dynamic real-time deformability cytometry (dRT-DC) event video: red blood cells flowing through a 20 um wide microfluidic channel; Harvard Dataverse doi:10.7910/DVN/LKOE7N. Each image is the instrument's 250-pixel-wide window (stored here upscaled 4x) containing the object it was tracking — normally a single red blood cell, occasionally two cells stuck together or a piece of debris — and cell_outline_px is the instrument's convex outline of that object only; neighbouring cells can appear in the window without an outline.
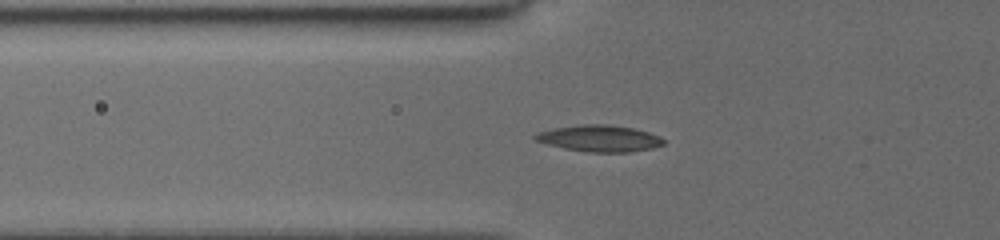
{"species": "common noctule bat (a hibernating species)", "species_latin": "Nyctalus noctula", "temperature_condition": "cold", "stored_images_in_passage": 42, "camera_frame_rate_fps": 3000, "um_per_image_px": 0.085, "animal": {"sex": "female", "body_mass_g": 19.5, "forearm_length_mm": 54.1}, "frame": {"image": 1, "passage_image": 2, "time_ms": 0.333, "image_size_px": [1000, 240], "cell_outline_px": [[664, 144], [652, 148], [628, 152], [588, 152], [564, 148], [548, 144], [536, 140], [532, 136], [536, 132], [556, 128], [580, 124], [608, 124], [632, 128], [648, 132], [660, 136], [664, 140]], "centroid_in_image_um": [50.95, 11.76], "position_along_channel_um": 74.8, "area_um2": 19.71}}
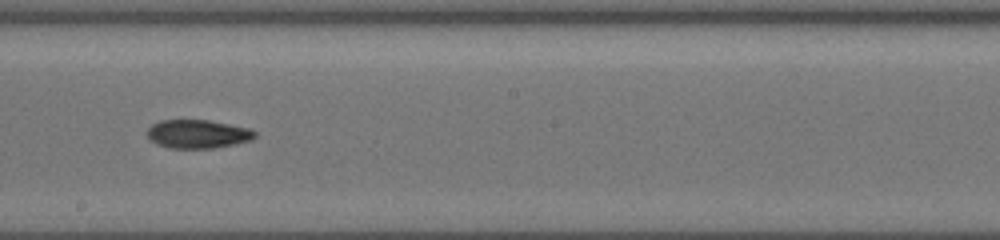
{"frame": {"image": 2, "passage_image": 19, "time_ms": 4.333, "image_size_px": [1000, 240], "cell_outline_px": [[256, 136], [252, 140], [236, 144], [212, 148], [168, 148], [156, 144], [148, 140], [144, 132], [152, 124], [160, 120], [208, 120], [252, 128], [256, 132]], "centroid_in_image_um": [16.78, 11.39], "position_along_channel_um": 231.4, "area_um2": 18.32}}
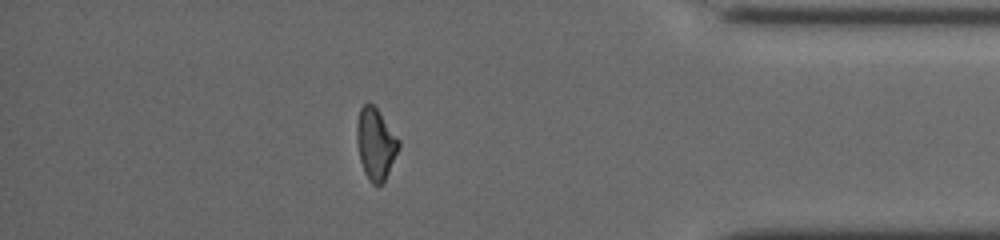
{"frame": {"image": 3, "passage_image": 36, "time_ms": 9.333, "image_size_px": [1000, 240], "cell_outline_px": [[400, 148], [384, 180], [380, 184], [372, 184], [368, 180], [364, 172], [360, 160], [356, 140], [356, 124], [360, 108], [364, 104], [372, 104], [376, 108], [400, 140]], "centroid_in_image_um": [31.92, 12.23], "position_along_channel_um": 403.3, "area_um2": 17.34}, "authors_computed_cell_mechanics": {"area_um2": 18.1203, "velocity_mm_per_s": 3.9464, "shape_relaxation_time_tau1_ms": 4.9421, "shape_relaxation_time_tau2_ms": 10.4322, "deformation_change_tau1": 0.1617, "deformation_change_tau2": 0.1914}}